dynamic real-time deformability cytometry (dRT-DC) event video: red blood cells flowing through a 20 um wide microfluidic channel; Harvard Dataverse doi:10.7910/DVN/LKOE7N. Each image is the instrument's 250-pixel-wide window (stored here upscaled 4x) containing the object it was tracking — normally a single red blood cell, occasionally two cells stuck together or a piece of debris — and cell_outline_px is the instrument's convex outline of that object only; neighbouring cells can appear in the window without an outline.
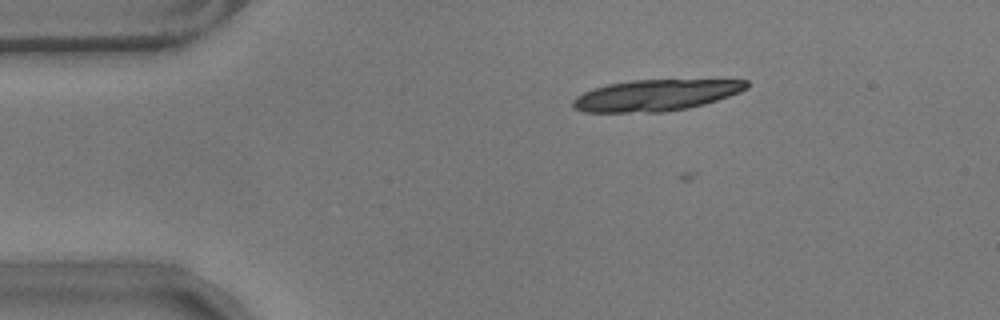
{"species": "common noctule bat (a hibernating species)", "species_latin": "Nyctalus noctula", "temperature_condition": "warm", "stored_images_in_passage": 12, "camera_frame_rate_fps": 3000, "um_per_image_px": 0.085, "animal": {"sex": "male", "body_mass_g": 17.9}, "frame": {"image": 1, "passage_image": 3, "time_ms": 0.667, "image_size_px": [1000, 320], "cell_outline_px": [[748, 88], [740, 92], [704, 104], [688, 108], [664, 112], [584, 112], [572, 108], [572, 100], [576, 96], [592, 88], [608, 84], [632, 80], [748, 80]], "centroid_in_image_um": [55.69, 8.1], "position_along_channel_um": 29.3, "area_um2": 31.62}}